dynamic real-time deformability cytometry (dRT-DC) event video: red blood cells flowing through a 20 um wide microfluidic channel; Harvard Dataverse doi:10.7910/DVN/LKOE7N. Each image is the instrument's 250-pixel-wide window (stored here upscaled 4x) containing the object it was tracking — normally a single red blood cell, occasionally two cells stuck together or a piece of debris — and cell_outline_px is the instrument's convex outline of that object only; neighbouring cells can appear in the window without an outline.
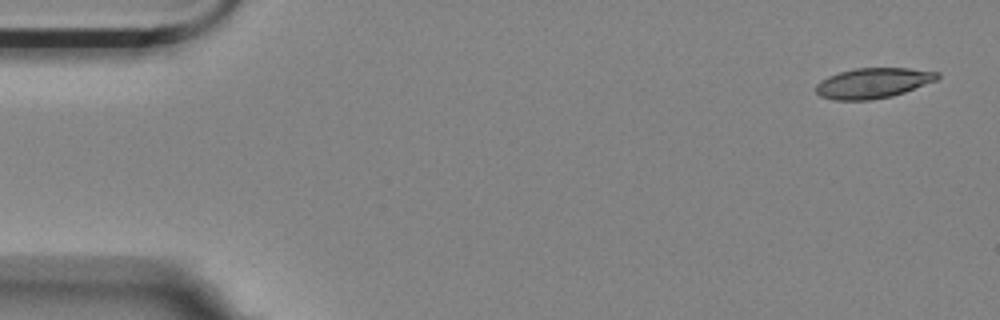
{"species": "Egyptian fruit bat (a non-hibernating species)", "species_latin": "Rousettus aegyptiacus", "temperature_condition": "room temperature", "stored_images_in_passage": 4, "camera_frame_rate_fps": 3000, "um_per_image_px": 0.085, "animal": {"sex": "female"}, "frame": {"image": 1, "passage_image": 1, "time_ms": 0.0, "image_size_px": [1000, 320], "cell_outline_px": [[940, 76], [936, 80], [904, 92], [892, 96], [868, 100], [832, 100], [820, 96], [816, 92], [816, 84], [820, 80], [828, 76], [840, 72], [856, 68], [908, 68], [940, 72]], "centroid_in_image_um": [74.19, 7.06], "position_along_channel_um": 10.8, "area_um2": 21.39}}
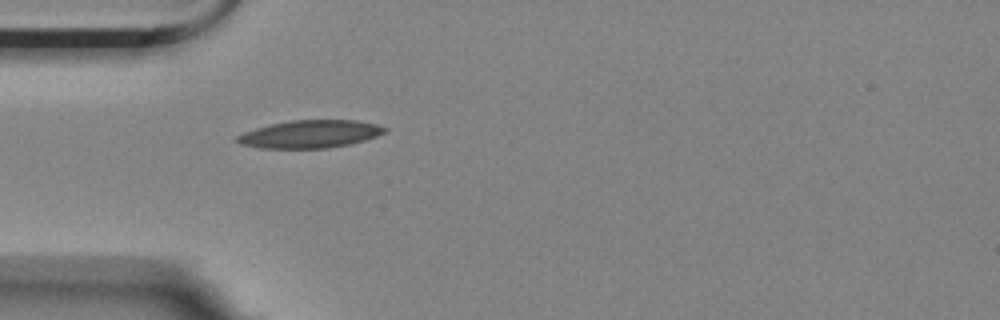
{"frame": {"image": 2, "passage_image": 4, "time_ms": 1.0, "image_size_px": [1000, 320], "cell_outline_px": [[388, 132], [364, 140], [348, 144], [328, 148], [260, 148], [240, 144], [232, 140], [236, 136], [244, 132], [256, 128], [272, 124], [292, 120], [356, 120], [376, 124], [388, 128]], "centroid_in_image_um": [26.34, 11.4], "position_along_channel_um": 58.7, "area_um2": 23.87}}